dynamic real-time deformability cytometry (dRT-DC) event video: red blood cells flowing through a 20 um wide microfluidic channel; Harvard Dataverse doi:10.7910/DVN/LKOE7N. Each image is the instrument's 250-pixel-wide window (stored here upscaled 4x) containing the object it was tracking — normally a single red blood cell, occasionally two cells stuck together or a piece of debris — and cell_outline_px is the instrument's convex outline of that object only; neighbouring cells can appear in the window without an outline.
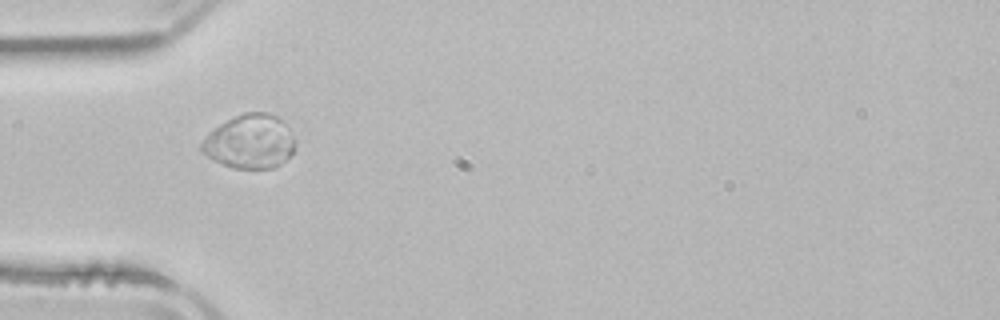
{"species": "common noctule bat (a hibernating species)", "species_latin": "Nyctalus noctula", "temperature_condition": "room temperature", "stored_images_in_passage": 4, "camera_frame_rate_fps": 3000, "um_per_image_px": 0.085, "animal": {"sex": "male", "body_mass_g": 21.5, "forearm_length_mm": 52.0}, "frame": {"image": 1, "passage_image": 3, "time_ms": 4.0, "image_size_px": [1000, 320], "cell_outline_px": [[296, 148], [280, 164], [272, 168], [232, 168], [212, 160], [200, 148], [200, 144], [208, 132], [220, 124], [244, 112], [268, 112], [284, 120], [288, 124], [296, 140]], "centroid_in_image_um": [21.27, 12.02], "position_along_channel_um": 63.7, "area_um2": 29.71}}